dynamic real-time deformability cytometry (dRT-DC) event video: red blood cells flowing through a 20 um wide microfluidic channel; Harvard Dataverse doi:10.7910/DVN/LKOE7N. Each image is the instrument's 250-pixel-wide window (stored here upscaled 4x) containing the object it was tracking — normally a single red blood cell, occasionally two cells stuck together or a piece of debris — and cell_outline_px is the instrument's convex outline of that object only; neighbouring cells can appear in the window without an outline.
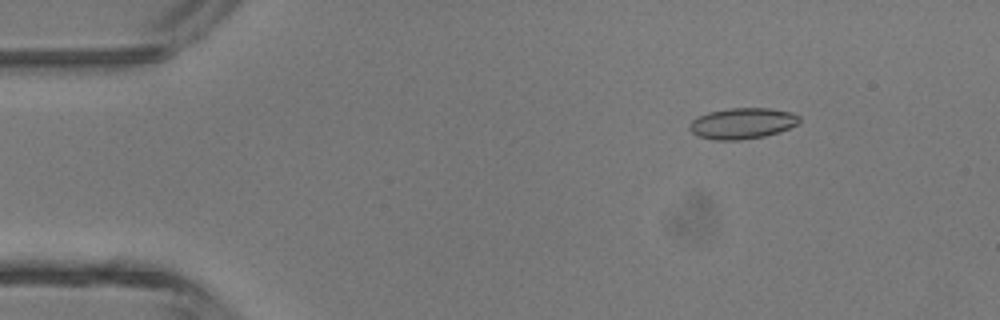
{"species": "common noctule bat (a hibernating species)", "species_latin": "Nyctalus noctula", "temperature_condition": "room temperature", "stored_images_in_passage": 47, "camera_frame_rate_fps": 3000, "um_per_image_px": 0.085, "animal": {"sex": "male", "body_mass_g": 13.3}, "frame": {"image": 1, "passage_image": 7, "time_ms": 2.0, "image_size_px": [1000, 320], "cell_outline_px": [[800, 124], [780, 132], [764, 136], [740, 140], [712, 140], [696, 136], [688, 128], [692, 120], [696, 116], [708, 112], [728, 108], [768, 108], [792, 112], [800, 116]], "centroid_in_image_um": [63.1, 10.49], "position_along_channel_um": 21.9, "area_um2": 20.17}}
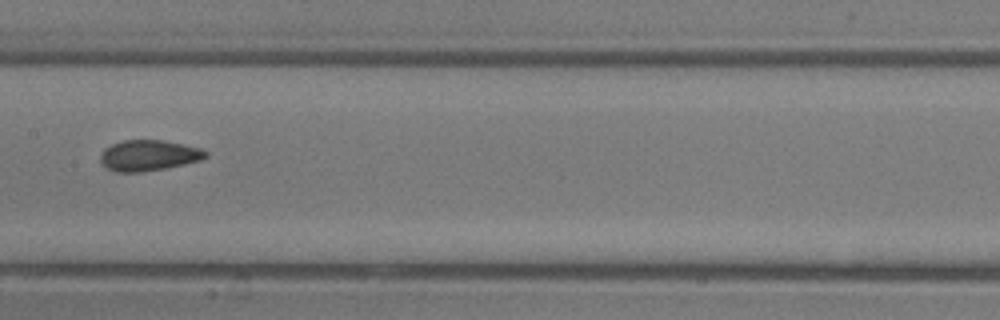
{"frame": {"image": 2, "passage_image": 24, "time_ms": 7.667, "image_size_px": [1000, 320], "cell_outline_px": [[208, 156], [200, 160], [184, 164], [164, 168], [140, 172], [116, 172], [108, 168], [100, 160], [100, 156], [104, 148], [112, 144], [124, 140], [160, 140], [200, 148], [208, 152]], "centroid_in_image_um": [12.63, 13.21], "position_along_channel_um": 194.8, "area_um2": 18.61}}
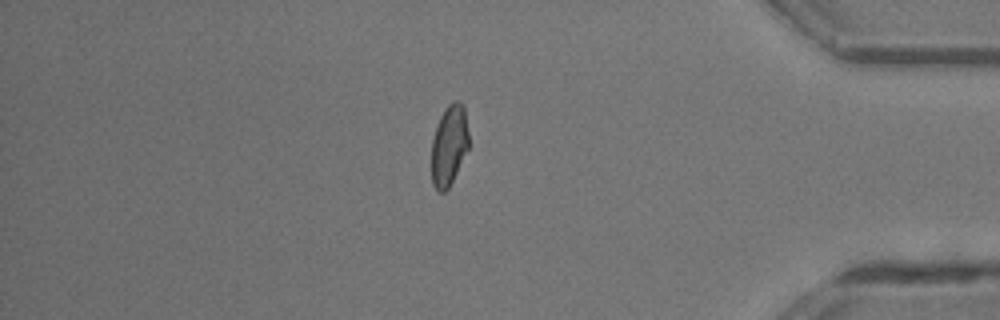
{"frame": {"image": 3, "passage_image": 40, "time_ms": 13.0, "image_size_px": [1000, 320], "cell_outline_px": [[468, 148], [448, 188], [444, 192], [440, 192], [432, 184], [432, 140], [436, 124], [444, 108], [452, 100], [460, 100], [464, 104], [468, 132]], "centroid_in_image_um": [38.17, 12.27], "position_along_channel_um": 397.0, "area_um2": 17.51}, "authors_computed_cell_mechanics": {"area_um2": 18.8428, "velocity_mm_per_s": 4.461, "shape_relaxation_time_tau1_ms": 5.4884, "shape_relaxation_time_tau2_ms": 1.3125, "deformation_change_tau1": 0.1219, "deformation_change_tau2": 0.0706}}